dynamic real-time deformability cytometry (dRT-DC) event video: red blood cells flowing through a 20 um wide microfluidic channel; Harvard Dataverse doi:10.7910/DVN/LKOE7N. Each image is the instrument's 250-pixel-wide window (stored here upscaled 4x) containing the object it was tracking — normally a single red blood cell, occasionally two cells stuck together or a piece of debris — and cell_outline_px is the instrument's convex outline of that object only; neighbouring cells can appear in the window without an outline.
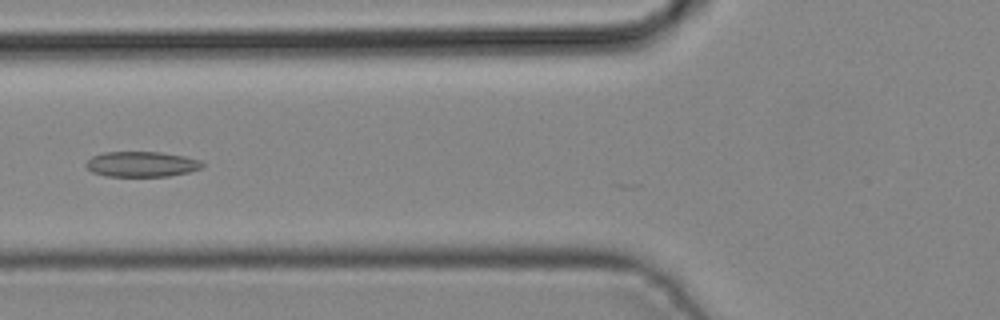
{"species": "common noctule bat (a hibernating species)", "species_latin": "Nyctalus noctula", "temperature_condition": "cold", "stored_images_in_passage": 4, "camera_frame_rate_fps": 3000, "um_per_image_px": 0.085, "animal": {"sex": "male", "body_mass_g": 19.2, "forearm_length_mm": 51.8}, "frame": {"image": 1, "passage_image": 4, "time_ms": 1.0, "image_size_px": [1000, 320], "cell_outline_px": [[204, 168], [188, 172], [168, 176], [108, 176], [92, 172], [84, 164], [92, 156], [104, 152], [160, 152], [184, 156], [200, 160], [204, 164]], "centroid_in_image_um": [12.05, 13.95], "position_along_channel_um": 113.7, "area_um2": 17.17}}